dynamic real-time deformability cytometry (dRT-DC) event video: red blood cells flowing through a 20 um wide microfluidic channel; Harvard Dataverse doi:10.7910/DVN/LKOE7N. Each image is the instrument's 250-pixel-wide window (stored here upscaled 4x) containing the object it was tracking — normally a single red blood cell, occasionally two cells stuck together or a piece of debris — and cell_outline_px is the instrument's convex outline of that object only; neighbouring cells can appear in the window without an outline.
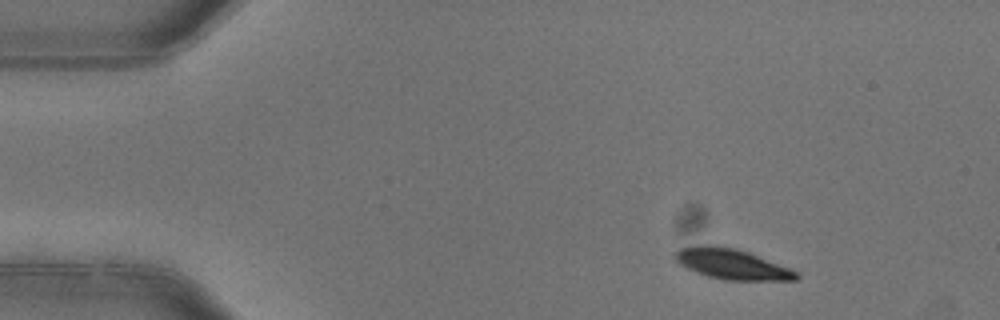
{"species": "common noctule bat (a hibernating species)", "species_latin": "Nyctalus noctula", "temperature_condition": "warm", "stored_images_in_passage": 6, "segment_of_instrument_passage": [2, 2], "camera_frame_rate_fps": 3000, "um_per_image_px": 0.085, "animal": {"sex": "female"}, "frame": {"image": 1, "passage_image": 6, "time_ms": 1.667, "image_size_px": [1000, 320], "cell_outline_px": [[800, 276], [796, 280], [724, 280], [708, 276], [696, 272], [680, 264], [676, 260], [676, 252], [680, 248], [696, 244], [716, 244], [736, 248], [748, 252], [792, 268]], "centroid_in_image_um": [62.22, 22.42], "position_along_channel_um": 22.8, "area_um2": 21.62}}